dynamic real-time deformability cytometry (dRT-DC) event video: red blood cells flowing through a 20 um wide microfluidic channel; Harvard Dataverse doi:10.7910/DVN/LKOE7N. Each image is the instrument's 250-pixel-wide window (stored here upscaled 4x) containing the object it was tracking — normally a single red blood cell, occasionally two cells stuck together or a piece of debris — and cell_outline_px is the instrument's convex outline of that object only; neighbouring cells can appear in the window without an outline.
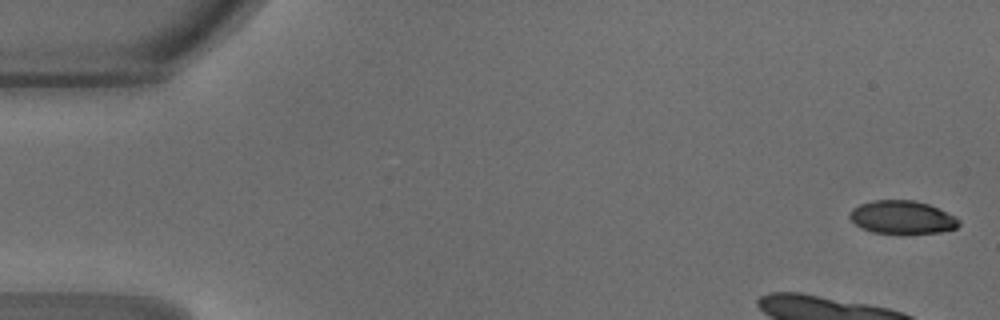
{"species": "common noctule bat (a hibernating species)", "species_latin": "Nyctalus noctula", "temperature_condition": "warm", "stored_images_in_passage": 12, "camera_frame_rate_fps": 3000, "um_per_image_px": 0.085, "animal": {"sex": "male", "body_mass_g": 18.8}, "frame": {"image": 1, "passage_image": 1, "time_ms": 0.0, "image_size_px": [1000, 320], "cell_outline_px": [[960, 224], [956, 228], [940, 232], [904, 236], [900, 236], [872, 232], [860, 228], [848, 216], [852, 208], [860, 204], [872, 200], [916, 200], [928, 204], [956, 216], [960, 220]], "centroid_in_image_um": [76.69, 18.51], "position_along_channel_um": 8.3, "area_um2": 21.91}}